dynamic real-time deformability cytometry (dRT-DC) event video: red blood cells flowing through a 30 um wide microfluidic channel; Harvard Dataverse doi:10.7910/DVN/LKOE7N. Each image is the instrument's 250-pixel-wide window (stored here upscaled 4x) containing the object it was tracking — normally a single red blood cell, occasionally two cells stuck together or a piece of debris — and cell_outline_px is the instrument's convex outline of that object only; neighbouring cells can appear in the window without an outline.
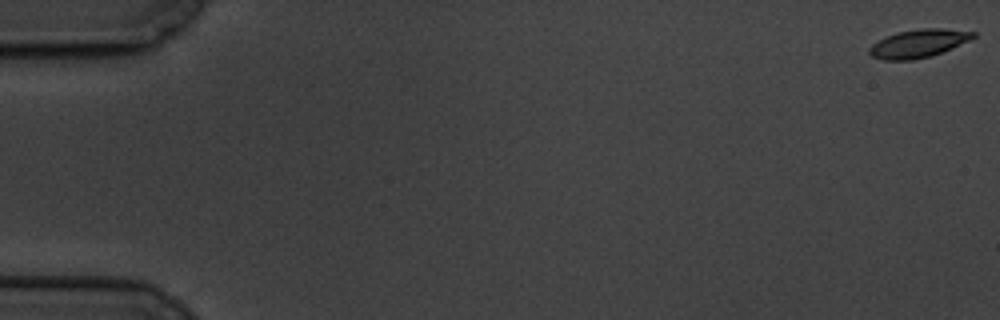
{"species": "common noctule bat (a hibernating species)", "species_latin": "Nyctalus noctula", "temperature_condition": "cold", "stored_images_in_passage": 5, "camera_frame_rate_fps": 3000, "um_per_image_px": 0.085, "animal": {"sex": "male", "body_mass_g": 19.5, "forearm_length_mm": 54.6}, "frame": {"image": 1, "passage_image": 1, "time_ms": 0.0, "image_size_px": [1000, 320], "cell_outline_px": [[976, 36], [968, 40], [940, 52], [928, 56], [912, 60], [884, 60], [872, 56], [868, 52], [868, 48], [872, 44], [884, 36], [896, 32], [924, 28], [944, 28], [976, 32]], "centroid_in_image_um": [78.0, 3.68], "position_along_channel_um": 7.0, "area_um2": 16.82}}